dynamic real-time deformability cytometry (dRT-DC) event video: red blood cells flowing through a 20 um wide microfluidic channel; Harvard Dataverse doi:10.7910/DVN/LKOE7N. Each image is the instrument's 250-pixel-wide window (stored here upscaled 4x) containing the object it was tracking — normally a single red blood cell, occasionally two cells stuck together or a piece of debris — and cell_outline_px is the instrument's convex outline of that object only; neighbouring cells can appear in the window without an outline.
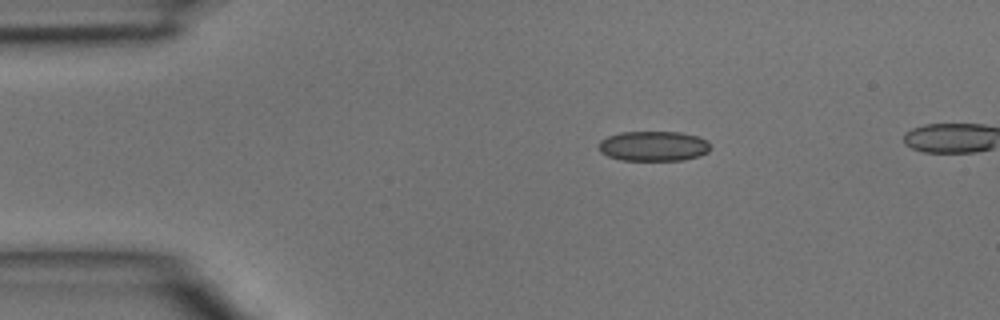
{"species": "common noctule bat (a hibernating species)", "species_latin": "Nyctalus noctula", "temperature_condition": "room temperature", "stored_images_in_passage": 42, "camera_frame_rate_fps": 3000, "um_per_image_px": 0.085, "animal": {"sex": "male", "body_mass_g": 15.6}, "frame": {"image": 1, "passage_image": 7, "time_ms": 2.0, "image_size_px": [1000, 320], "cell_outline_px": [[712, 148], [708, 152], [700, 156], [684, 160], [620, 160], [608, 156], [600, 152], [600, 140], [608, 136], [620, 132], [680, 132], [696, 136], [708, 140]], "centroid_in_image_um": [55.58, 12.42], "position_along_channel_um": 29.4, "area_um2": 19.65}}